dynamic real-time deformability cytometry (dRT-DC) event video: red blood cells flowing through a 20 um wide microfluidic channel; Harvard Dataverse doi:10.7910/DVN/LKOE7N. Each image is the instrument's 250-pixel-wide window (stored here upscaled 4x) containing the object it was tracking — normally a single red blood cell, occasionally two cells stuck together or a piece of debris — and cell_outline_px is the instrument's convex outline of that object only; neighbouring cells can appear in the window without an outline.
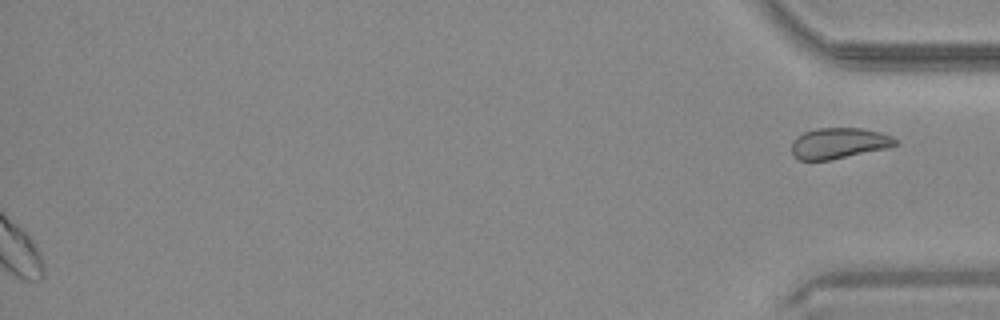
{"species": "common noctule bat (a hibernating species)", "species_latin": "Nyctalus noctula", "temperature_condition": "warm", "stored_images_in_passage": 38, "segment_of_instrument_passage": [2, 2], "camera_frame_rate_fps": 3000, "um_per_image_px": 0.085, "animal": {"sex": "male", "body_mass_g": 20.4}, "frame": {"image": 1, "passage_image": 38, "time_ms": 12.333, "image_size_px": [1000, 320], "cell_outline_px": [[896, 144], [888, 148], [832, 160], [796, 160], [792, 156], [792, 140], [796, 136], [804, 132], [816, 128], [864, 128], [880, 132], [892, 136], [896, 140]], "centroid_in_image_um": [71.27, 12.18], "position_along_channel_um": 363.9, "area_um2": 18.9}}